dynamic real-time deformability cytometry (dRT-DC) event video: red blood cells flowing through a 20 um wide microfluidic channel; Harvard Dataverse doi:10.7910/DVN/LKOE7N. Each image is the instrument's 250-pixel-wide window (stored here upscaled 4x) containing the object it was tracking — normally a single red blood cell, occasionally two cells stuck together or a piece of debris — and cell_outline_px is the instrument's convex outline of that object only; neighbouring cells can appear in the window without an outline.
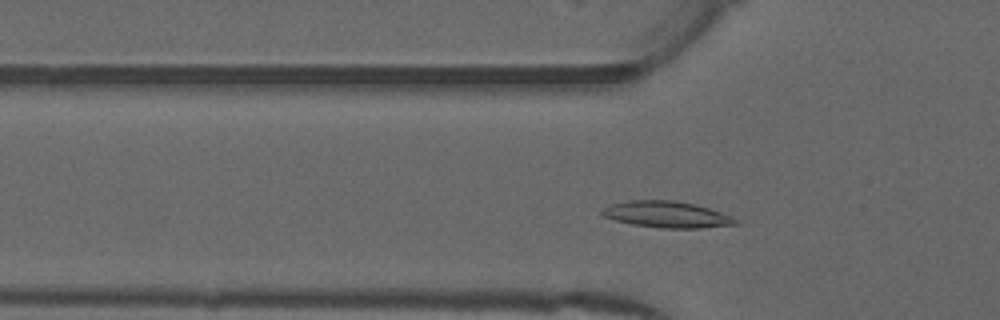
{"species": "common noctule bat (a hibernating species)", "species_latin": "Nyctalus noctula", "temperature_condition": "warm", "stored_images_in_passage": 38, "camera_frame_rate_fps": 3000, "um_per_image_px": 0.085, "animal": {"sex": "male", "forearm_length_mm": 52.5}, "frame": {"image": 1, "passage_image": 3, "time_ms": 0.667, "image_size_px": [1000, 320], "cell_outline_px": [[740, 224], [700, 228], [664, 228], [632, 224], [616, 220], [604, 216], [600, 212], [604, 208], [612, 204], [628, 200], [672, 200], [692, 204], [708, 208], [732, 216], [740, 220]], "centroid_in_image_um": [56.72, 18.23], "position_along_channel_um": 69.1, "area_um2": 20.35}}
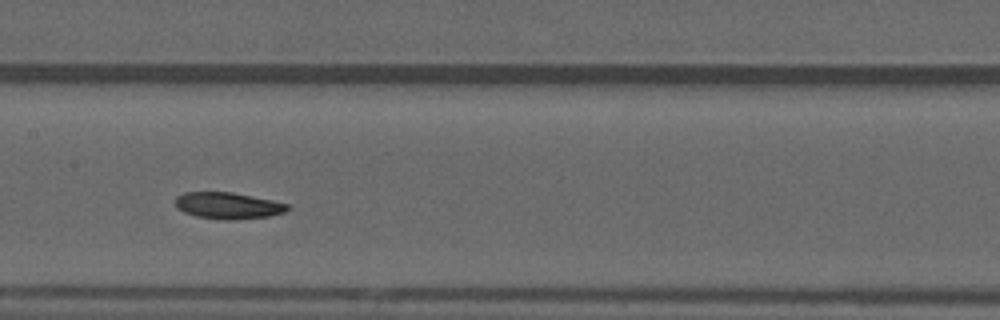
{"frame": {"image": 2, "passage_image": 12, "time_ms": 3.667, "image_size_px": [1000, 320], "cell_outline_px": [[292, 208], [284, 212], [268, 216], [232, 220], [224, 220], [196, 216], [184, 212], [176, 208], [176, 196], [184, 192], [232, 192], [272, 200], [288, 204]], "centroid_in_image_um": [19.38, 17.47], "position_along_channel_um": 188.0, "area_um2": 17.34}}
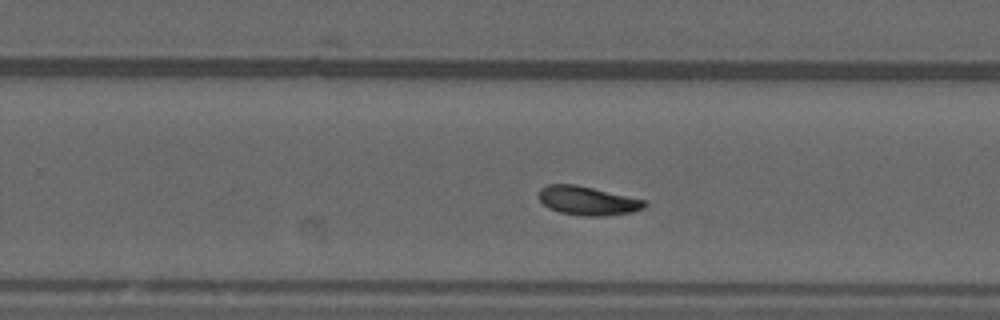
{"frame": {"image": 3, "passage_image": 19, "time_ms": 6.0, "image_size_px": [1000, 320], "cell_outline_px": [[648, 204], [644, 208], [632, 212], [600, 216], [584, 216], [560, 212], [548, 208], [540, 200], [540, 188], [548, 184], [576, 184], [644, 200]], "centroid_in_image_um": [49.94, 17.06], "position_along_channel_um": 279.9, "area_um2": 17.57}, "authors_computed_cell_mechanics": {"area_um2": 17.5134, "velocity_mm_per_s": 3.9605, "shape_relaxation_time_tau1_ms": 4.2697, "shape_relaxation_time_tau2_ms": 4.529, "deformation_change_tau1": 0.1179, "deformation_change_tau2": 0.1002}}